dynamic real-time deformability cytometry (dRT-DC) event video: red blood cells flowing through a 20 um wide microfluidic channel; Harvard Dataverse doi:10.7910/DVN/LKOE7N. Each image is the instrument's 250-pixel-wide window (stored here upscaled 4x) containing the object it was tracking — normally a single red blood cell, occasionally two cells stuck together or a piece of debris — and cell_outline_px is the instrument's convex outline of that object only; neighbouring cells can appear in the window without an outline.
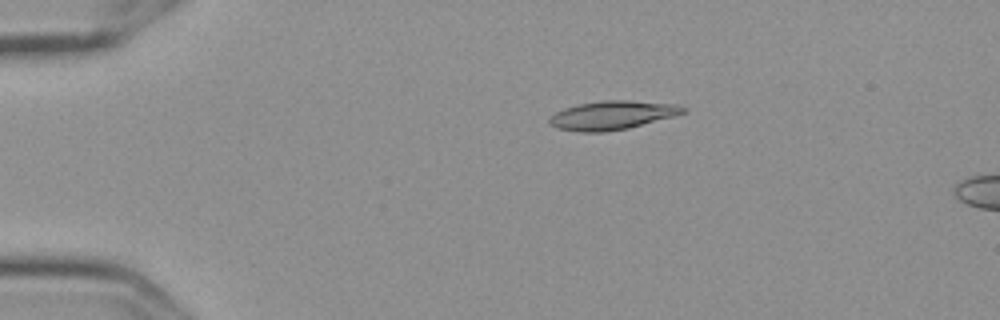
{"species": "Egyptian fruit bat (a non-hibernating species)", "species_latin": "Rousettus aegyptiacus", "temperature_condition": "cold", "stored_images_in_passage": 5, "camera_frame_rate_fps": 3000, "um_per_image_px": 0.085, "frame": {"image": 1, "passage_image": 3, "time_ms": 0.667, "image_size_px": [1000, 320], "cell_outline_px": [[688, 112], [676, 116], [628, 128], [604, 132], [580, 132], [556, 128], [548, 124], [548, 116], [564, 108], [580, 104], [604, 100], [628, 100], [680, 104], [688, 108]], "centroid_in_image_um": [52.08, 9.79], "position_along_channel_um": 32.9, "area_um2": 22.77}}